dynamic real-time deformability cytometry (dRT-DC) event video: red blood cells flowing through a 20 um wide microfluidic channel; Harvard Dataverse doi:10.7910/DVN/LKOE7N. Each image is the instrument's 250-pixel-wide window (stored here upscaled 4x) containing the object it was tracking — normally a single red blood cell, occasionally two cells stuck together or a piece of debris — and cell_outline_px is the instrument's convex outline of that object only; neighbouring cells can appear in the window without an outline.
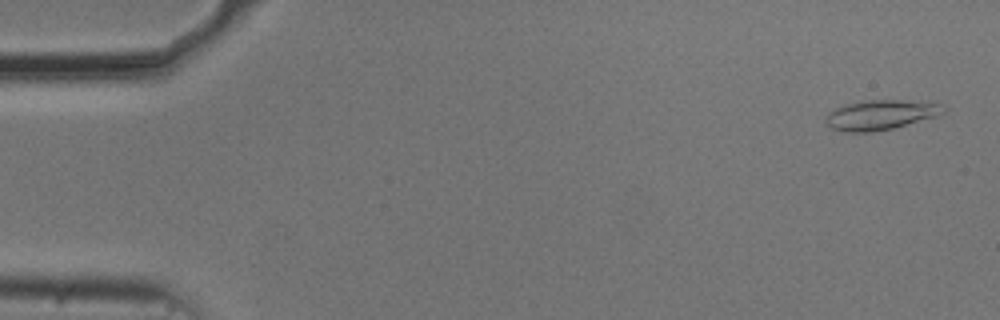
{"species": "common noctule bat (a hibernating species)", "species_latin": "Nyctalus noctula", "temperature_condition": "cold", "stored_images_in_passage": 54, "camera_frame_rate_fps": 3000, "um_per_image_px": 0.085, "animal": {"sex": "male", "body_mass_g": 20.5, "forearm_length_mm": 52.5}, "frame": {"image": 1, "passage_image": 2, "time_ms": 0.333, "image_size_px": [1000, 320], "cell_outline_px": [[948, 108], [944, 112], [936, 116], [892, 128], [872, 132], [844, 132], [832, 128], [824, 120], [836, 108], [860, 100], [900, 100], [944, 104]], "centroid_in_image_um": [74.88, 9.76], "position_along_channel_um": 10.1, "area_um2": 20.17}}
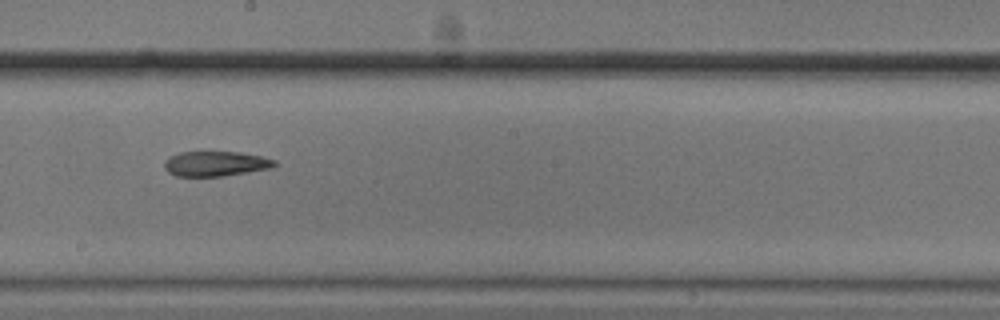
{"frame": {"image": 2, "passage_image": 30, "time_ms": 9.667, "image_size_px": [1000, 320], "cell_outline_px": [[276, 164], [272, 168], [224, 176], [176, 176], [168, 172], [164, 168], [164, 160], [168, 156], [180, 152], [240, 152], [260, 156], [276, 160]], "centroid_in_image_um": [18.3, 13.91], "position_along_channel_um": 229.9, "area_um2": 16.13}}
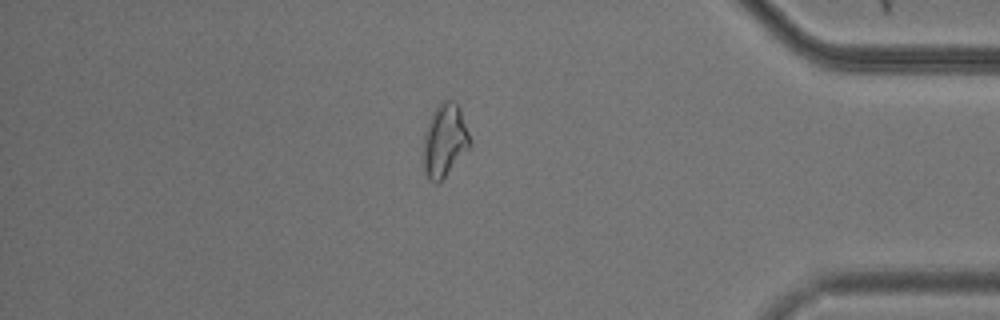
{"frame": {"image": 3, "passage_image": 46, "time_ms": 15.0, "image_size_px": [1000, 320], "cell_outline_px": [[472, 144], [444, 176], [436, 184], [428, 180], [424, 172], [420, 152], [424, 132], [432, 112], [440, 100], [452, 100], [460, 108]], "centroid_in_image_um": [37.72, 11.93], "position_along_channel_um": 397.5, "area_um2": 20.17}}